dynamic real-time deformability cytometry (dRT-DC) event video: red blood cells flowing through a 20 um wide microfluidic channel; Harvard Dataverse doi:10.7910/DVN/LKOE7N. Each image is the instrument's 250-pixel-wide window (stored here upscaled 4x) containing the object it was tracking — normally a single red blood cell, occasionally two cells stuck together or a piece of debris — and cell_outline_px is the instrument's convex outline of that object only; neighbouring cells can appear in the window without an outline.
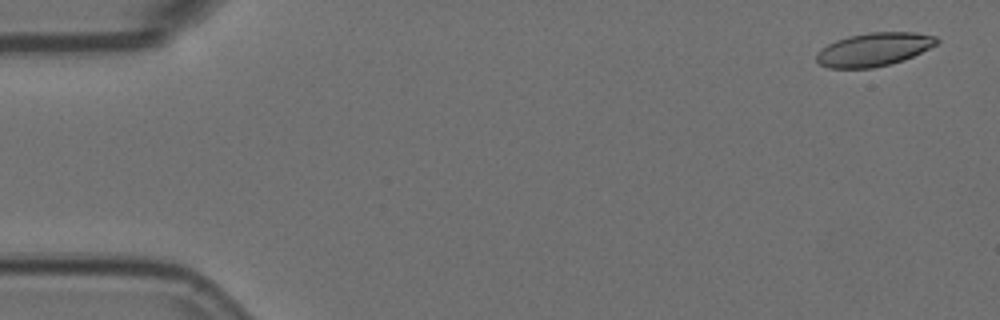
{"species": "Egyptian fruit bat (a non-hibernating species)", "species_latin": "Rousettus aegyptiacus", "temperature_condition": "room temperature", "stored_images_in_passage": 57, "camera_frame_rate_fps": 3000, "um_per_image_px": 0.085, "animal": {"sex": "female"}, "frame": {"image": 1, "passage_image": 3, "time_ms": 0.667, "image_size_px": [1000, 320], "cell_outline_px": [[940, 40], [936, 44], [904, 60], [872, 68], [828, 68], [820, 64], [816, 60], [816, 52], [820, 48], [836, 40], [848, 36], [868, 32], [912, 32], [936, 36]], "centroid_in_image_um": [74.24, 4.2], "position_along_channel_um": 10.8, "area_um2": 23.35}}
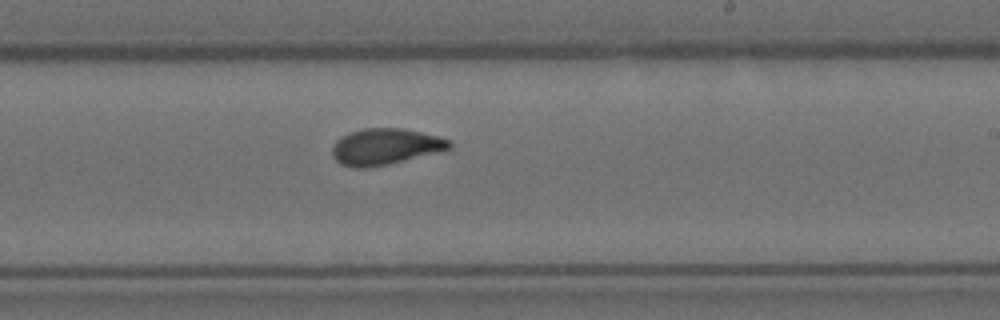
{"frame": {"image": 2, "passage_image": 34, "time_ms": 11.0, "image_size_px": [1000, 320], "cell_outline_px": [[452, 148], [388, 164], [368, 168], [352, 168], [340, 164], [332, 156], [332, 148], [336, 140], [352, 132], [364, 128], [404, 128], [436, 136], [448, 140], [452, 144]], "centroid_in_image_um": [32.71, 12.47], "position_along_channel_um": 256.3, "area_um2": 24.45}}
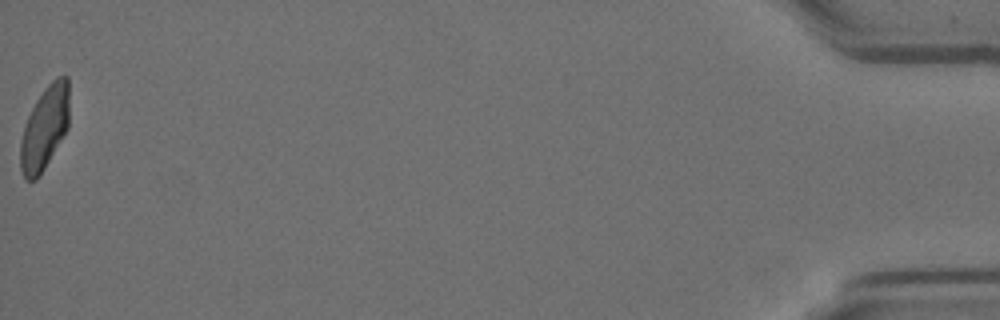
{"frame": {"image": 3, "passage_image": 57, "time_ms": 18.667, "image_size_px": [1000, 320], "cell_outline_px": [[68, 128], [40, 176], [36, 180], [24, 180], [20, 168], [20, 140], [28, 116], [36, 100], [44, 88], [56, 76], [68, 76]], "centroid_in_image_um": [3.78, 10.9], "position_along_channel_um": 431.4, "area_um2": 23.76}, "authors_computed_cell_mechanics": {"area_um2": 24.1604, "velocity_mm_per_s": 3.611, "shape_relaxation_time_tau1_ms": 5.4271, "shape_relaxation_time_tau2_ms": 1.2765, "deformation_change_tau1": 0.1736, "deformation_change_tau2": 0.0718}}